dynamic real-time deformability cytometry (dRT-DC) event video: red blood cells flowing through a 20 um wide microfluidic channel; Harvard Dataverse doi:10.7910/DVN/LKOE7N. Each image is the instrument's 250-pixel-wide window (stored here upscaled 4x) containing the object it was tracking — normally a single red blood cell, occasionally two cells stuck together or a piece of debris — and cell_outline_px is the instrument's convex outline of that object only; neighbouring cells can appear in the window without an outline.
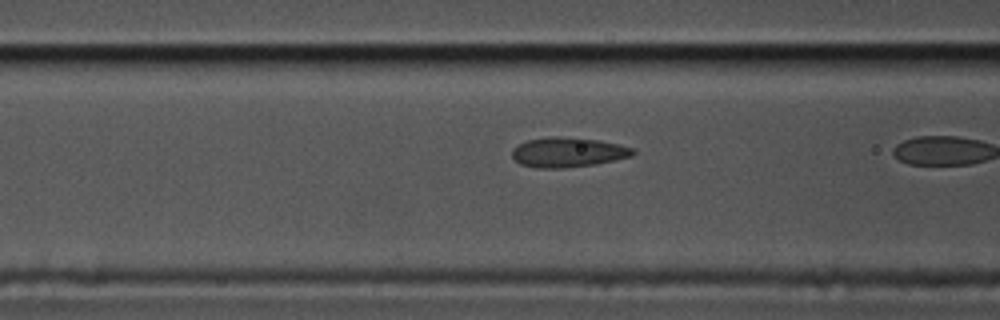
{"species": "common noctule bat (a hibernating species)", "species_latin": "Nyctalus noctula", "temperature_condition": "cold", "stored_images_in_passage": 10, "camera_frame_rate_fps": 3000, "um_per_image_px": 0.085, "animal": {"sex": "male", "body_mass_g": 17.5, "forearm_length_mm": 52.3}, "frame": {"image": 1, "passage_image": 9, "time_ms": 2.667, "image_size_px": [1000, 320], "cell_outline_px": [[636, 152], [632, 156], [596, 164], [564, 168], [536, 168], [520, 164], [512, 156], [512, 148], [528, 140], [548, 136], [552, 136], [600, 140], [620, 144], [632, 148]], "centroid_in_image_um": [48.28, 12.94], "position_along_channel_um": 118.3, "area_um2": 20.98}}